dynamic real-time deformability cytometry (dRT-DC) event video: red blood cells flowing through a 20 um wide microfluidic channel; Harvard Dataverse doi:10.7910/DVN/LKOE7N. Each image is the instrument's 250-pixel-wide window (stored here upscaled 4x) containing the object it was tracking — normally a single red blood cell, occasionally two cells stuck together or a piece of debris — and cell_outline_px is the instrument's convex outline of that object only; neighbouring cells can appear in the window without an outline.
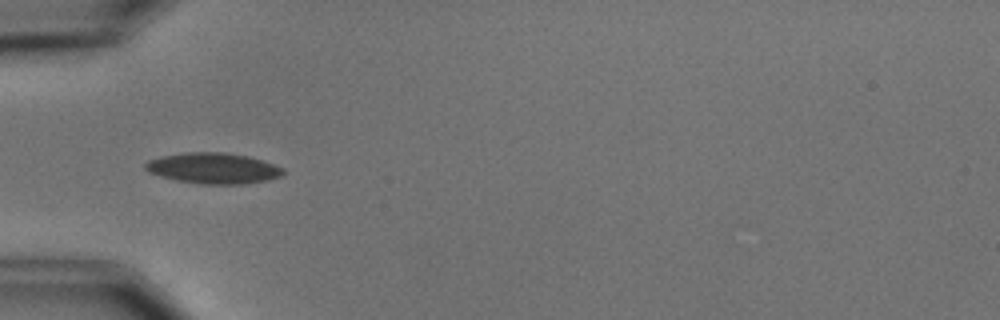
{"species": "common noctule bat (a hibernating species)", "species_latin": "Nyctalus noctula", "temperature_condition": "cold", "stored_images_in_passage": 7, "camera_frame_rate_fps": 3000, "um_per_image_px": 0.085, "animal": {"sex": "male", "body_mass_g": 15.6}, "frame": {"image": 1, "passage_image": 2, "time_ms": 1.333, "image_size_px": [1000, 320], "cell_outline_px": [[284, 172], [280, 176], [268, 180], [244, 184], [200, 184], [176, 180], [160, 176], [148, 172], [144, 168], [144, 164], [148, 160], [160, 156], [184, 152], [224, 152], [248, 156], [284, 168]], "centroid_in_image_um": [18.08, 14.3], "position_along_channel_um": 66.9, "area_um2": 24.8}}
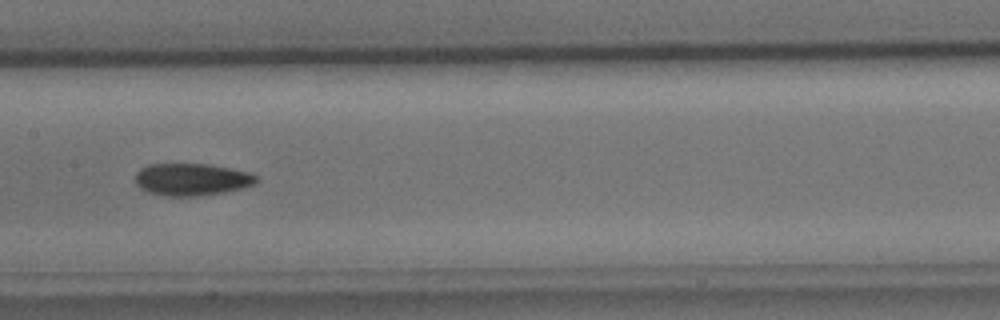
{"frame": {"image": 2, "passage_image": 5, "time_ms": 4.667, "image_size_px": [1000, 320], "cell_outline_px": [[260, 180], [256, 184], [244, 188], [224, 192], [200, 196], [164, 196], [148, 192], [140, 188], [136, 184], [136, 172], [140, 168], [148, 164], [208, 164], [248, 172], [256, 176]], "centroid_in_image_um": [16.3, 15.26], "position_along_channel_um": 191.1, "area_um2": 22.89}}
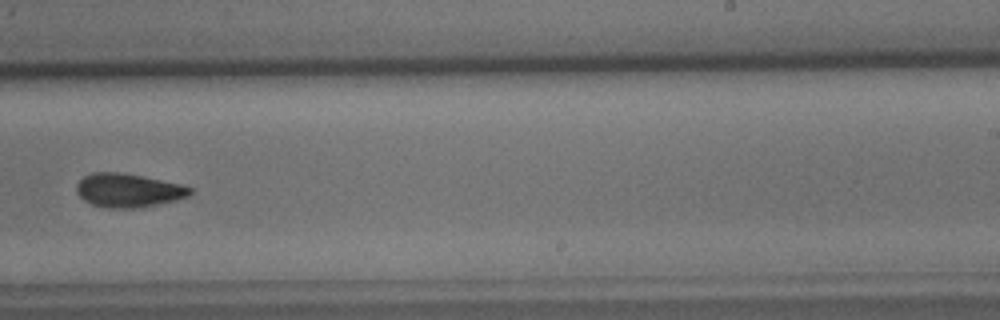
{"frame": {"image": 3, "passage_image": 7, "time_ms": 7.0, "image_size_px": [1000, 320], "cell_outline_px": [[192, 192], [188, 196], [176, 200], [136, 208], [108, 208], [92, 204], [84, 200], [76, 192], [76, 184], [84, 176], [92, 172], [120, 172], [180, 184], [192, 188]], "centroid_in_image_um": [10.87, 16.18], "position_along_channel_um": 278.1, "area_um2": 22.08}}